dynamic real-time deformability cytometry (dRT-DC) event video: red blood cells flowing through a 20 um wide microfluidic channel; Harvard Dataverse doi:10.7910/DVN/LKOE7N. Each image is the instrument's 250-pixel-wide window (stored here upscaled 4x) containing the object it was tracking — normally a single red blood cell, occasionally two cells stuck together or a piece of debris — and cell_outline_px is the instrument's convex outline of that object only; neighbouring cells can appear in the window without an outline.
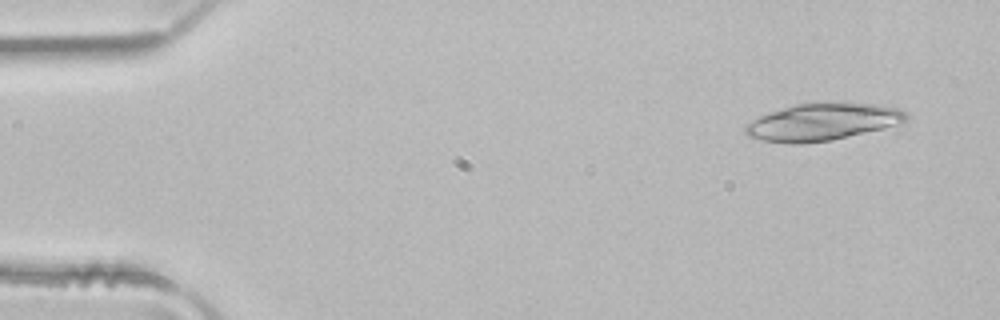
{"species": "common noctule bat (a hibernating species)", "species_latin": "Nyctalus noctula", "temperature_condition": "room temperature", "stored_images_in_passage": 4, "camera_frame_rate_fps": 3000, "um_per_image_px": 0.085, "animal": {"sex": "male", "body_mass_g": 21.5, "forearm_length_mm": 52.0}, "frame": {"image": 1, "passage_image": 1, "time_ms": 0.0, "image_size_px": [1000, 320], "cell_outline_px": [[908, 120], [884, 128], [832, 140], [804, 144], [792, 144], [760, 140], [748, 136], [744, 132], [744, 124], [760, 116], [796, 104], [824, 100], [876, 104], [896, 108], [908, 112]], "centroid_in_image_um": [69.91, 10.35], "position_along_channel_um": 15.1, "area_um2": 35.43}}